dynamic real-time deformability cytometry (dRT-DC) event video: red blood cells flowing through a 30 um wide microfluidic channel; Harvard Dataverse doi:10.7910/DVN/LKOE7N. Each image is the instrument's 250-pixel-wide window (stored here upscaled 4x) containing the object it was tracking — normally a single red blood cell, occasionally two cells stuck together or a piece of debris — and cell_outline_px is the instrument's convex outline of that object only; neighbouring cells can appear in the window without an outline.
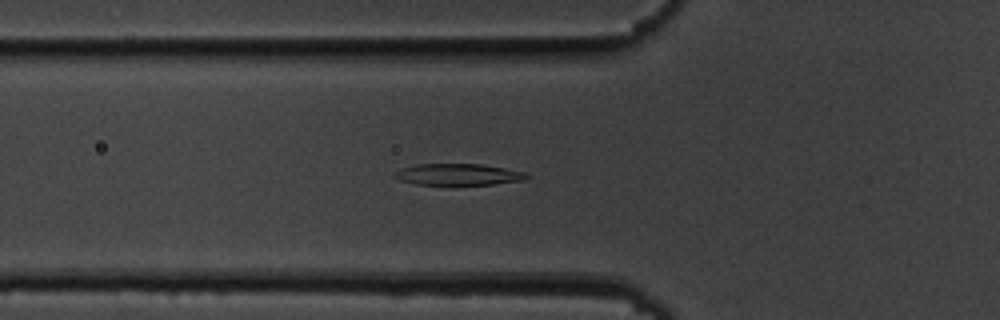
{"species": "common noctule bat (a hibernating species)", "species_latin": "Nyctalus noctula", "temperature_condition": "cold", "stored_images_in_passage": 56, "camera_frame_rate_fps": 3000, "um_per_image_px": 0.085, "animal": {"sex": "male", "body_mass_g": 19.5, "forearm_length_mm": 54.6}, "frame": {"image": 1, "passage_image": 20, "time_ms": 6.333, "image_size_px": [1000, 320], "cell_outline_px": [[528, 176], [524, 180], [492, 184], [456, 188], [452, 188], [416, 184], [400, 180], [392, 176], [392, 172], [400, 168], [416, 164], [480, 164], [528, 172]], "centroid_in_image_um": [38.88, 14.88], "position_along_channel_um": 86.9, "area_um2": 17.63}}
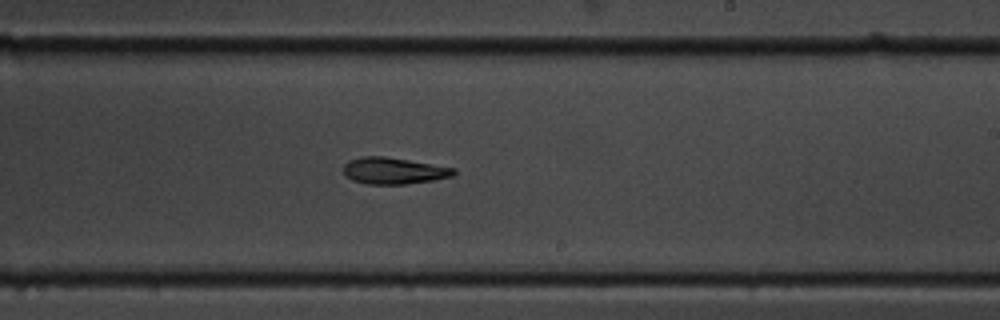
{"frame": {"image": 2, "passage_image": 34, "time_ms": 11.0, "image_size_px": [1000, 320], "cell_outline_px": [[456, 172], [452, 176], [432, 180], [404, 184], [368, 184], [352, 180], [344, 172], [344, 164], [348, 160], [360, 156], [384, 156], [456, 168]], "centroid_in_image_um": [33.45, 14.5], "position_along_channel_um": 255.6, "area_um2": 16.94}}
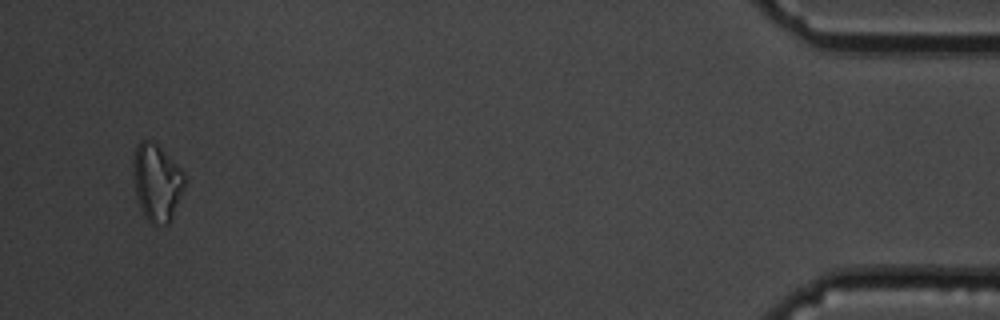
{"frame": {"image": 3, "passage_image": 54, "time_ms": 17.667, "image_size_px": [1000, 320], "cell_outline_px": [[184, 188], [172, 220], [168, 224], [152, 224], [144, 216], [136, 196], [132, 172], [132, 160], [136, 144], [140, 140], [152, 140], [184, 172]], "centroid_in_image_um": [13.3, 15.5], "position_along_channel_um": 421.9, "area_um2": 23.24}, "authors_computed_cell_mechanics": {"area_um2": 17.5423, "velocity_mm_per_s": 3.6098, "shape_relaxation_time_tau1_ms": 5.6831, "shape_relaxation_time_tau2_ms": 7.1621, "deformation_change_tau1": 0.1747, "deformation_change_tau2": 0.1704}}